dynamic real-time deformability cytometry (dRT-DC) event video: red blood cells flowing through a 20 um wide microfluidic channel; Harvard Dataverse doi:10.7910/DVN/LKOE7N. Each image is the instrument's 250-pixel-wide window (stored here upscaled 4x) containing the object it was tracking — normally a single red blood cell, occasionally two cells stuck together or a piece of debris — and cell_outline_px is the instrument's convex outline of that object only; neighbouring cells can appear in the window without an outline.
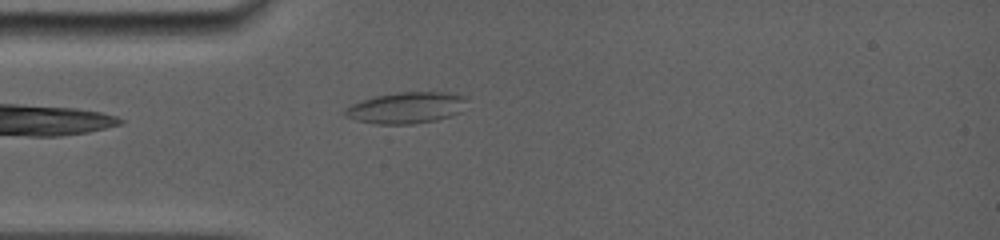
{"species": "common noctule bat (a hibernating species)", "species_latin": "Nyctalus noctula", "temperature_condition": "room temperature", "stored_images_in_passage": 61, "camera_frame_rate_fps": 5000, "um_per_image_px": 0.085, "animal": {"sex": "female", "body_mass_g": 19.0, "forearm_length_mm": 56.7}, "frame": {"image": 1, "passage_image": 2, "time_ms": 0.2, "image_size_px": [1000, 240], "cell_outline_px": [[464, 100], [460, 112], [436, 120], [412, 124], [376, 124], [356, 120], [344, 116], [344, 112], [348, 104], [376, 96], [396, 92], [456, 92], [464, 96]], "centroid_in_image_um": [34.48, 9.15], "position_along_channel_um": 50.5, "area_um2": 22.2}}
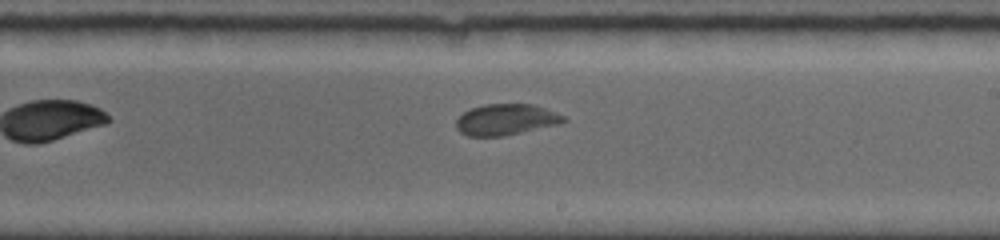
{"frame": {"image": 2, "passage_image": 28, "time_ms": 5.4, "image_size_px": [1000, 240], "cell_outline_px": [[568, 120], [556, 124], [504, 136], [468, 136], [460, 132], [456, 128], [456, 120], [464, 112], [472, 108], [484, 104], [532, 104], [544, 108], [564, 116]], "centroid_in_image_um": [42.97, 10.16], "position_along_channel_um": 246.0, "area_um2": 19.19}}
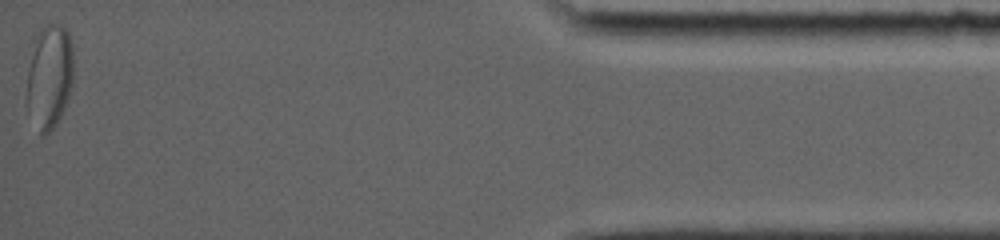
{"frame": {"image": 3, "passage_image": 61, "time_ms": 12.0, "image_size_px": [1000, 240], "cell_outline_px": [[72, 80], [68, 96], [64, 108], [56, 124], [44, 136], [40, 136], [24, 104], [24, 96], [28, 68], [36, 32], [48, 24], [60, 24], [68, 32], [72, 44]], "centroid_in_image_um": [4.14, 6.54], "position_along_channel_um": 431.1, "area_um2": 28.78}, "authors_computed_cell_mechanics": {"area_um2": 20.3456, "velocity_mm_per_s": 3.8795, "shape_relaxation_time_tau1_ms": 4.6312, "shape_relaxation_time_tau2_ms": 1.071, "deformation_change_tau1": 0.1052, "deformation_change_tau2": 0.0505}}